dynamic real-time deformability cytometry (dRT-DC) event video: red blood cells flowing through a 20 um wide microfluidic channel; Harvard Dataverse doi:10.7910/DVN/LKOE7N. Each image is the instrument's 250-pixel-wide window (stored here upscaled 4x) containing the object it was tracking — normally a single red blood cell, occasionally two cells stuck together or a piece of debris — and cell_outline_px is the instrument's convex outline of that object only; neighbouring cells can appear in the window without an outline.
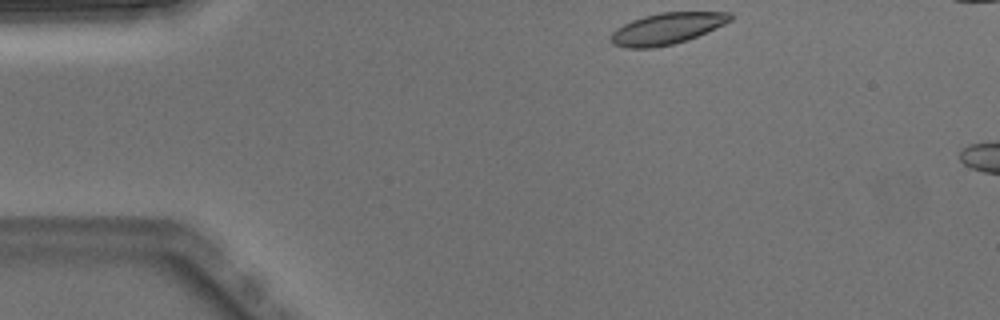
{"species": "Egyptian fruit bat (a non-hibernating species)", "species_latin": "Rousettus aegyptiacus", "temperature_condition": "warm", "stored_images_in_passage": 3, "camera_frame_rate_fps": 3000, "um_per_image_px": 0.085, "animal": {"sex": "male"}, "frame": {"image": 1, "passage_image": 1, "time_ms": 0.0, "image_size_px": [1000, 320], "cell_outline_px": [[732, 20], [724, 24], [688, 40], [672, 44], [652, 48], [628, 48], [612, 44], [612, 32], [616, 28], [632, 20], [644, 16], [660, 12], [732, 12]], "centroid_in_image_um": [56.69, 2.42], "position_along_channel_um": 28.3, "area_um2": 21.68}}